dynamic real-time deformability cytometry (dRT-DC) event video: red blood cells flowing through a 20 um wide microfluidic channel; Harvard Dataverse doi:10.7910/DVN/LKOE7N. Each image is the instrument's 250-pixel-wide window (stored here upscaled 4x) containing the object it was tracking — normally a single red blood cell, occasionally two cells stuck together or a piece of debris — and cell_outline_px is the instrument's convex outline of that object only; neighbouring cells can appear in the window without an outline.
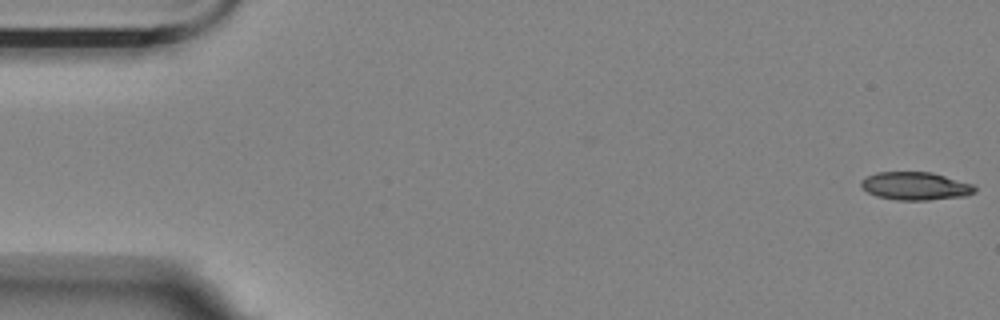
{"species": "Egyptian fruit bat (a non-hibernating species)", "species_latin": "Rousettus aegyptiacus", "temperature_condition": "room temperature", "stored_images_in_passage": 13, "camera_frame_rate_fps": 3000, "um_per_image_px": 0.085, "animal": {"sex": "female"}, "frame": {"image": 1, "passage_image": 1, "time_ms": 0.0, "image_size_px": [1000, 320], "cell_outline_px": [[976, 192], [964, 196], [928, 200], [896, 200], [876, 196], [868, 192], [860, 184], [860, 180], [864, 176], [876, 172], [932, 172], [972, 184], [976, 188]], "centroid_in_image_um": [77.78, 15.81], "position_along_channel_um": 7.2, "area_um2": 18.61}}